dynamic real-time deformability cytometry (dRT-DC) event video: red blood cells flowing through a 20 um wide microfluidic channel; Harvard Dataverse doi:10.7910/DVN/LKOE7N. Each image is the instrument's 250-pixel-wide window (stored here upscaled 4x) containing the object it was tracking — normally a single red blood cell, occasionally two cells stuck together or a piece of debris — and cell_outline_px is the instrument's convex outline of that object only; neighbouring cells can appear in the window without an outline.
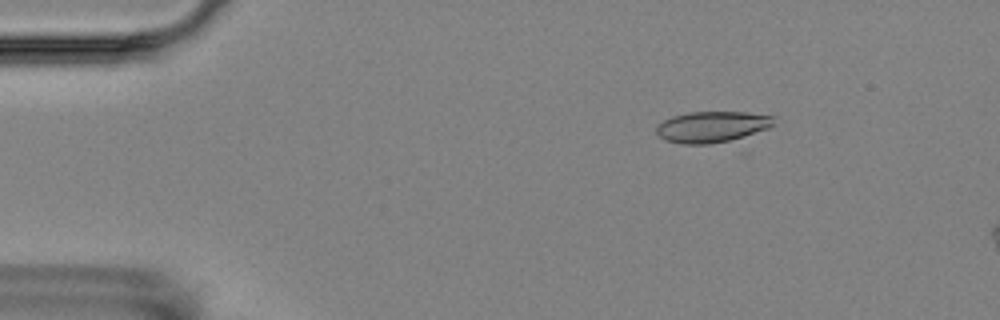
{"species": "Egyptian fruit bat (a non-hibernating species)", "species_latin": "Rousettus aegyptiacus", "temperature_condition": "room temperature", "stored_images_in_passage": 5, "camera_frame_rate_fps": 3000, "um_per_image_px": 0.085, "animal": {"sex": "female"}, "frame": {"image": 1, "passage_image": 3, "time_ms": 2.333, "image_size_px": [1000, 320], "cell_outline_px": [[772, 124], [748, 156], [684, 144], [664, 140], [656, 132], [656, 124], [672, 116], [688, 112], [748, 112], [772, 116]], "centroid_in_image_um": [60.91, 11.08], "position_along_channel_um": 24.1, "area_um2": 26.65}}